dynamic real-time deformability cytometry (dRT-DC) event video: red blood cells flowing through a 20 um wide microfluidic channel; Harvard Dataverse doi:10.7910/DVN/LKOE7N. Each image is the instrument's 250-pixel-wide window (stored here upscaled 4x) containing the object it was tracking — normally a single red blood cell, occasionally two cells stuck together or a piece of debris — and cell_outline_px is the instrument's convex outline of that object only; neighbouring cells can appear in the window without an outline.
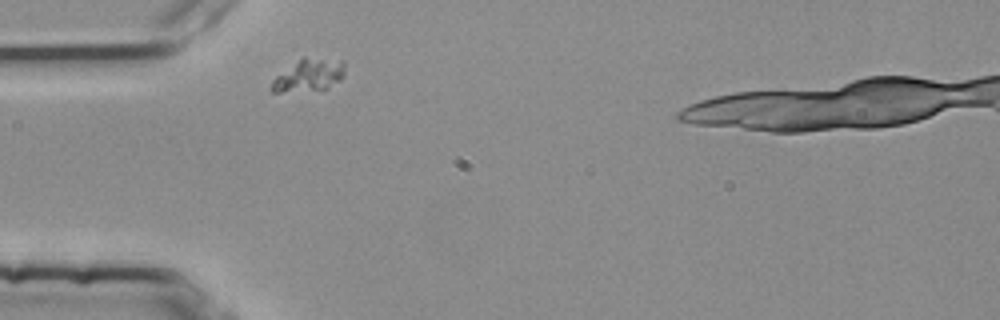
{"species": "common noctule bat (a hibernating species)", "species_latin": "Nyctalus noctula", "temperature_condition": "room temperature", "stored_images_in_passage": 1, "camera_frame_rate_fps": 3000, "um_per_image_px": 0.085, "animal": {"sex": "female", "body_mass_g": 25.1}, "frame": {"image": 1, "passage_image": 1, "time_ms": 0.0, "image_size_px": [1000, 320], "cell_outline_px": [[344, 76], [340, 80], [328, 88], [280, 92], [272, 92], [268, 88], [272, 80], [276, 76], [304, 56], [344, 60]], "centroid_in_image_um": [26.26, 6.37], "position_along_channel_um": 58.7, "area_um2": 13.87}}